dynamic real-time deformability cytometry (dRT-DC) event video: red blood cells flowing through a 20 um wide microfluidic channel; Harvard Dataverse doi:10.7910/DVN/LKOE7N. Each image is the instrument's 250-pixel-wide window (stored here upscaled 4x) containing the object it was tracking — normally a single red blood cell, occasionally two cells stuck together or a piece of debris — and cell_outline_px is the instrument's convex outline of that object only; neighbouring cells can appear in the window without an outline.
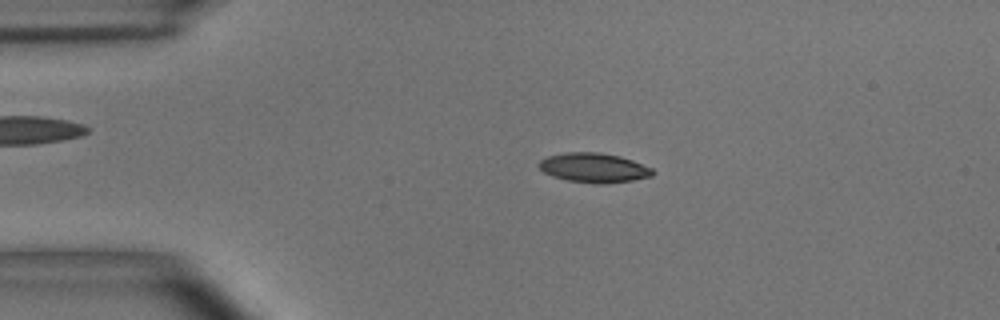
{"species": "common noctule bat (a hibernating species)", "species_latin": "Nyctalus noctula", "temperature_condition": "room temperature", "stored_images_in_passage": 53, "camera_frame_rate_fps": 3000, "um_per_image_px": 0.085, "animal": {"sex": "male", "body_mass_g": 15.6}, "frame": {"image": 1, "passage_image": 10, "time_ms": 3.0, "image_size_px": [1000, 320], "cell_outline_px": [[656, 172], [652, 176], [632, 180], [604, 184], [596, 184], [568, 180], [552, 176], [544, 172], [536, 164], [540, 160], [548, 156], [564, 152], [600, 152], [620, 156], [632, 160], [652, 168]], "centroid_in_image_um": [50.47, 14.25], "position_along_channel_um": 34.5, "area_um2": 19.65}}
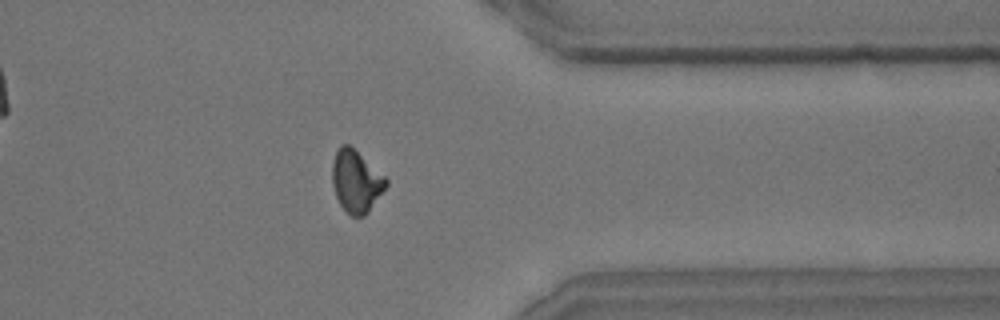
{"frame": {"image": 2, "passage_image": 42, "time_ms": 13.667, "image_size_px": [1000, 320], "cell_outline_px": [[388, 184], [368, 212], [364, 216], [352, 216], [340, 204], [336, 196], [332, 184], [332, 164], [336, 152], [340, 144], [348, 144], [384, 176], [388, 180]], "centroid_in_image_um": [30.25, 15.41], "position_along_channel_um": 381.1, "area_um2": 19.07}}
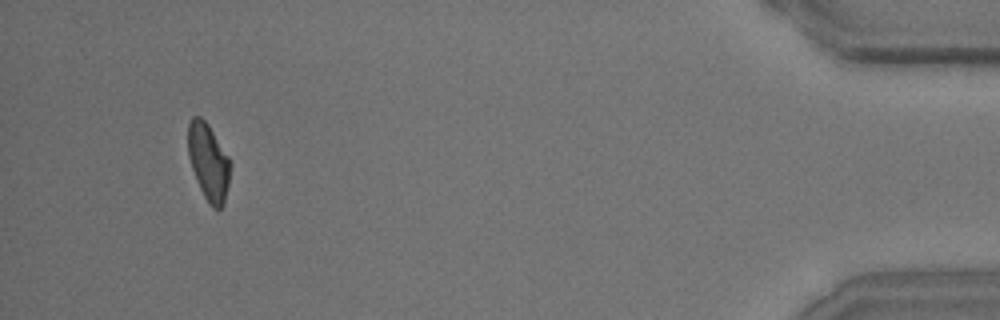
{"frame": {"image": 3, "passage_image": 50, "time_ms": 16.333, "image_size_px": [1000, 320], "cell_outline_px": [[232, 164], [224, 204], [220, 208], [212, 208], [204, 196], [196, 180], [188, 156], [188, 124], [192, 116], [200, 116], [208, 124], [228, 156]], "centroid_in_image_um": [17.72, 13.76], "position_along_channel_um": 417.5, "area_um2": 18.9}, "authors_computed_cell_mechanics": {"area_um2": 19.2474, "velocity_mm_per_s": 3.6778, "shape_relaxation_time_tau1_ms": 3.1173, "shape_relaxation_time_tau2_ms": 2.3501, "deformation_change_tau1": 0.1104, "deformation_change_tau2": 0.0743}}